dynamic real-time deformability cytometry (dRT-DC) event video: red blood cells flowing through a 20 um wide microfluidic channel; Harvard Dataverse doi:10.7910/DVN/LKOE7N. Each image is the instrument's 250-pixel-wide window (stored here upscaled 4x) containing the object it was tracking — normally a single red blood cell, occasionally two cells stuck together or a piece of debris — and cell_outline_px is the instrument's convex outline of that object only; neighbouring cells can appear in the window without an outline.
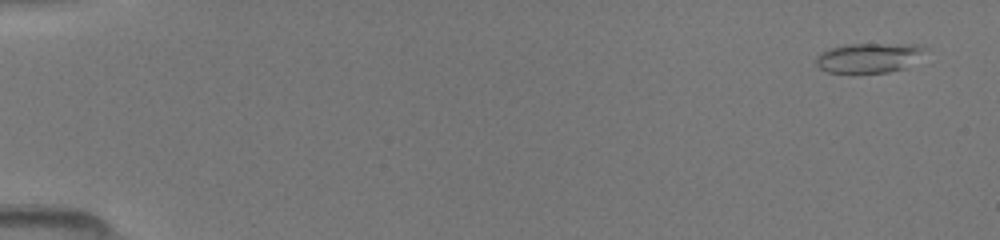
{"species": "common noctule bat (a hibernating species)", "species_latin": "Nyctalus noctula", "temperature_condition": "room temperature", "stored_images_in_passage": 50, "camera_frame_rate_fps": 3000, "um_per_image_px": 0.085, "animal": {"sex": "female", "body_mass_g": 19.5, "forearm_length_mm": 54.1}, "frame": {"image": 1, "passage_image": 3, "time_ms": 0.667, "image_size_px": [1000, 240], "cell_outline_px": [[928, 48], [904, 68], [888, 72], [852, 76], [828, 72], [820, 68], [816, 64], [816, 56], [820, 52], [844, 44], [916, 44]], "centroid_in_image_um": [73.76, 4.95], "position_along_channel_um": 11.2, "area_um2": 19.42}}
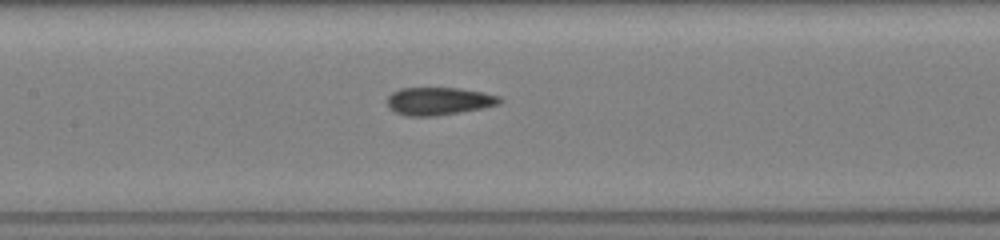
{"frame": {"image": 2, "passage_image": 25, "time_ms": 8.0, "image_size_px": [1000, 240], "cell_outline_px": [[504, 100], [500, 104], [484, 108], [436, 116], [408, 116], [396, 112], [388, 108], [388, 96], [392, 92], [400, 88], [460, 88], [484, 92], [500, 96]], "centroid_in_image_um": [37.34, 8.59], "position_along_channel_um": 170.1, "area_um2": 18.38}}
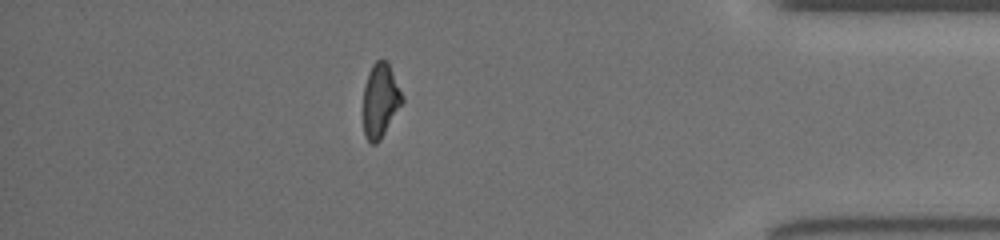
{"frame": {"image": 3, "passage_image": 44, "time_ms": 14.333, "image_size_px": [1000, 240], "cell_outline_px": [[404, 100], [380, 140], [376, 144], [372, 144], [364, 136], [364, 88], [368, 72], [372, 64], [376, 60], [388, 60], [404, 96]], "centroid_in_image_um": [32.34, 8.5], "position_along_channel_um": 402.9, "area_um2": 16.88}}